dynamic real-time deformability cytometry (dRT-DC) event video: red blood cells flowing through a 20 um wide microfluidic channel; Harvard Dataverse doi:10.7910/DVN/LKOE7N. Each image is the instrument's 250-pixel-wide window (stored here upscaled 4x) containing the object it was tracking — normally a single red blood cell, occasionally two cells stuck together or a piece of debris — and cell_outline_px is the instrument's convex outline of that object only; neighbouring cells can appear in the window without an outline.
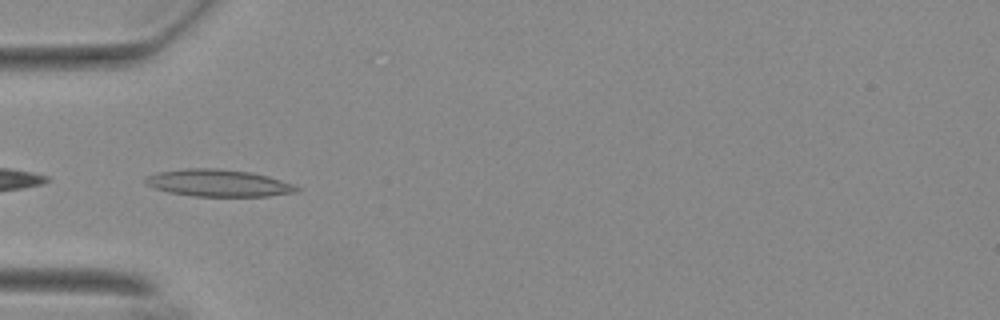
{"species": "Egyptian fruit bat (a non-hibernating species)", "species_latin": "Rousettus aegyptiacus", "temperature_condition": "warm", "stored_images_in_passage": 18, "camera_frame_rate_fps": 3000, "um_per_image_px": 0.085, "animal": {"sex": "female"}, "frame": {"image": 1, "passage_image": 1, "time_ms": 0.0, "image_size_px": [1000, 320], "cell_outline_px": [[300, 192], [268, 196], [192, 196], [168, 192], [144, 184], [144, 176], [156, 172], [184, 168], [216, 168], [252, 172], [268, 176], [292, 184], [300, 188]], "centroid_in_image_um": [18.53, 15.55], "position_along_channel_um": 66.5, "area_um2": 24.1}}
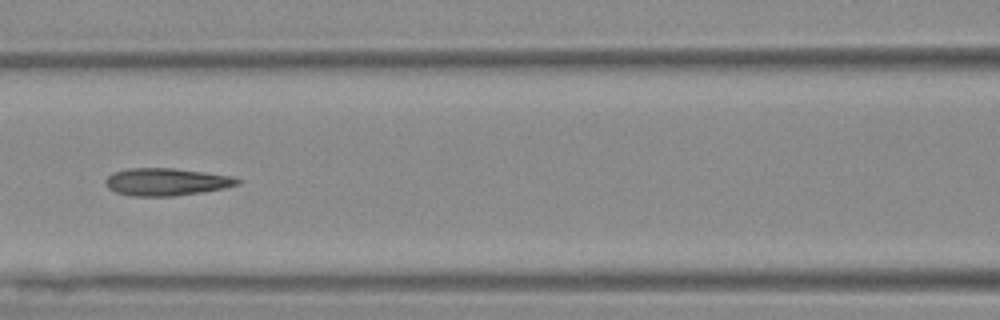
{"frame": {"image": 2, "passage_image": 8, "time_ms": 2.333, "image_size_px": [1000, 320], "cell_outline_px": [[240, 184], [224, 188], [200, 192], [172, 196], [132, 196], [116, 192], [108, 188], [104, 184], [104, 180], [108, 176], [116, 172], [128, 168], [172, 168], [228, 176], [240, 180]], "centroid_in_image_um": [14.07, 15.46], "position_along_channel_um": 152.5, "area_um2": 20.75}}
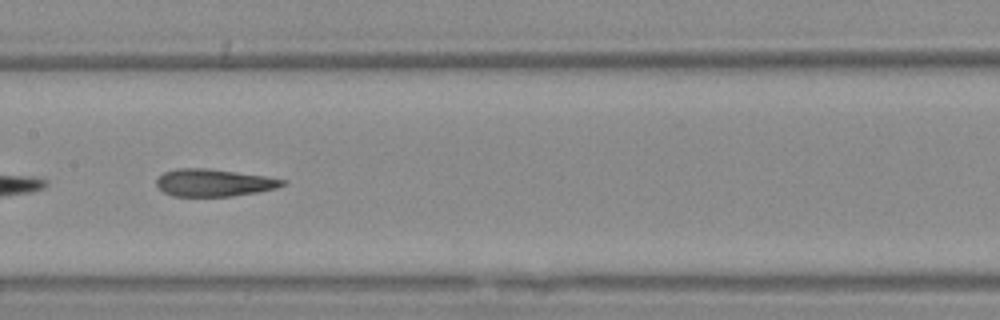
{"frame": {"image": 3, "passage_image": 11, "time_ms": 3.333, "image_size_px": [1000, 320], "cell_outline_px": [[288, 184], [276, 188], [256, 192], [232, 196], [172, 196], [164, 192], [156, 184], [156, 180], [164, 172], [176, 168], [208, 168], [264, 176], [288, 180]], "centroid_in_image_um": [18.19, 15.53], "position_along_channel_um": 189.2, "area_um2": 20.06}}